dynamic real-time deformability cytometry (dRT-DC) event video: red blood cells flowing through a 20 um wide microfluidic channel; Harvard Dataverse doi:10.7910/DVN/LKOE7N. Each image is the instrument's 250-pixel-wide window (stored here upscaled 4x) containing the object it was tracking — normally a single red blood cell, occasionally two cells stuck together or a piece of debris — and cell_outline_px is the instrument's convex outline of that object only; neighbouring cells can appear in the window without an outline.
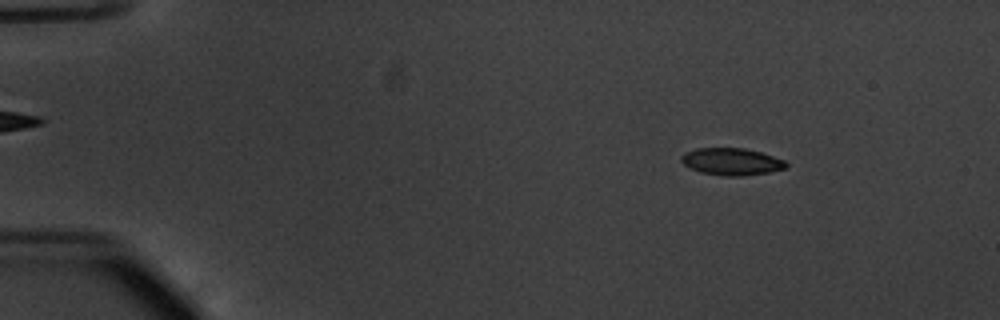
{"species": "common noctule bat (a hibernating species)", "species_latin": "Nyctalus noctula", "temperature_condition": "warm", "stored_images_in_passage": 18, "camera_frame_rate_fps": 3000, "um_per_image_px": 0.085, "animal": {"sex": "male", "body_mass_g": 20.1, "forearm_length_mm": 53.5}, "frame": {"image": 1, "passage_image": 8, "time_ms": 2.333, "image_size_px": [1000, 320], "cell_outline_px": [[788, 164], [784, 168], [768, 172], [744, 176], [724, 176], [700, 172], [684, 164], [680, 160], [680, 156], [684, 152], [696, 148], [744, 148], [760, 152], [784, 160]], "centroid_in_image_um": [62.14, 13.73], "position_along_channel_um": 22.9, "area_um2": 16.47}}